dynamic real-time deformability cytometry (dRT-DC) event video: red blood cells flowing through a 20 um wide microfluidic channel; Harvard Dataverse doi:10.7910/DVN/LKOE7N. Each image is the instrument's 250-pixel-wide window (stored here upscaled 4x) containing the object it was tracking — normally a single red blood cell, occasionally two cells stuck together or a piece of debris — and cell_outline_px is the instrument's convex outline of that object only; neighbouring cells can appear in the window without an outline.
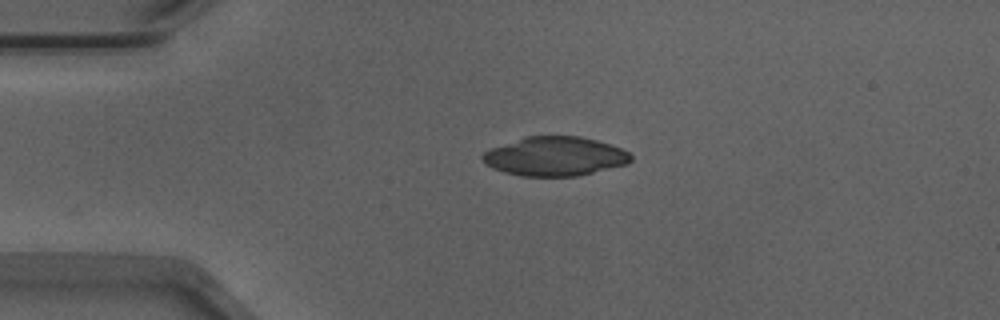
{"species": "Egyptian fruit bat (a non-hibernating species)", "species_latin": "Rousettus aegyptiacus", "temperature_condition": "warm", "stored_images_in_passage": 41, "camera_frame_rate_fps": 3000, "um_per_image_px": 0.085, "animal": {"sex": "male"}, "frame": {"image": 1, "passage_image": 1, "time_ms": 0.0, "image_size_px": [1000, 320], "cell_outline_px": [[632, 160], [628, 164], [576, 176], [520, 176], [504, 172], [492, 168], [484, 164], [480, 156], [488, 148], [524, 136], [580, 136], [596, 140], [620, 148], [628, 152], [632, 156]], "centroid_in_image_um": [47.11, 13.28], "position_along_channel_um": 37.9, "area_um2": 34.04}}
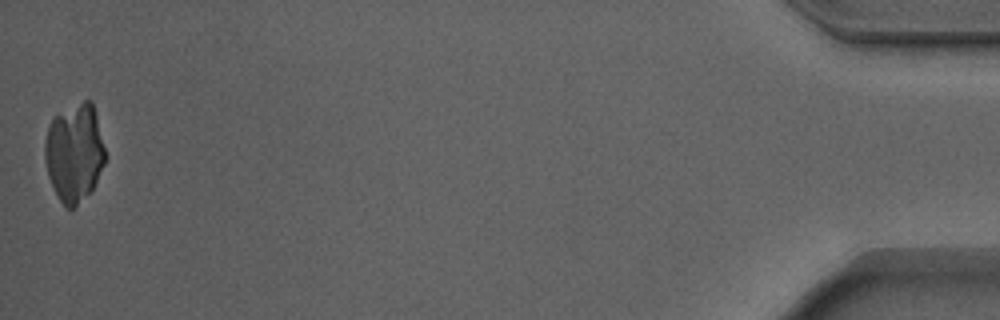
{"frame": {"image": 2, "passage_image": 41, "time_ms": 13.333, "image_size_px": [1000, 320], "cell_outline_px": [[104, 164], [92, 188], [72, 208], [64, 208], [48, 176], [44, 160], [44, 144], [48, 124], [56, 116], [84, 100], [92, 100], [104, 148]], "centroid_in_image_um": [6.29, 12.97], "position_along_channel_um": 428.9, "area_um2": 33.76}}